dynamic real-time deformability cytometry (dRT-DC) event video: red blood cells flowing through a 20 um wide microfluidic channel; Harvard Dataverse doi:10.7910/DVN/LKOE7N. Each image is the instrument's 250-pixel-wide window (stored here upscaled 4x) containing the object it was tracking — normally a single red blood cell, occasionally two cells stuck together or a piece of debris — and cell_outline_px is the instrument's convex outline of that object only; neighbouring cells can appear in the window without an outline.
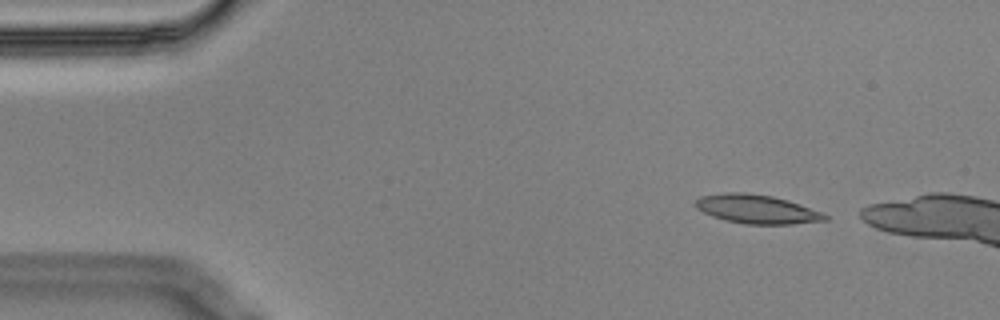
{"species": "Egyptian fruit bat (a non-hibernating species)", "species_latin": "Rousettus aegyptiacus", "temperature_condition": "cold", "stored_images_in_passage": 5, "camera_frame_rate_fps": 3000, "um_per_image_px": 0.085, "animal": {"sex": "male"}, "frame": {"image": 1, "passage_image": 5, "time_ms": 1.333, "image_size_px": [1000, 320], "cell_outline_px": [[828, 220], [792, 224], [744, 224], [724, 220], [712, 216], [696, 208], [692, 204], [700, 196], [728, 192], [744, 192], [772, 196], [788, 200], [800, 204], [820, 212], [828, 216]], "centroid_in_image_um": [64.29, 17.77], "position_along_channel_um": 20.7, "area_um2": 21.79}}